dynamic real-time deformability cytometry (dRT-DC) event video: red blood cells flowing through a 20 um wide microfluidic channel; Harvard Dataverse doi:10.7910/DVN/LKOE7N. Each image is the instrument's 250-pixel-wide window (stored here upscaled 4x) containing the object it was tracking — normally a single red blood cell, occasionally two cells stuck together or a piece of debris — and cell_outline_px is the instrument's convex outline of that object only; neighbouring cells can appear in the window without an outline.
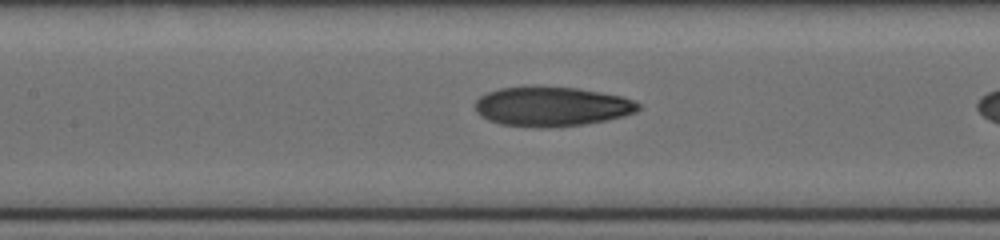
{"species": "human", "species_latin": "Homo sapiens", "temperature_condition": "cold", "stored_images_in_passage": 29, "camera_frame_rate_fps": 3000, "um_per_image_px": 0.085, "donor": {"sex": "female"}, "frame": {"image": 1, "passage_image": 20, "time_ms": 8.333, "image_size_px": [1000, 240], "cell_outline_px": [[640, 108], [636, 112], [624, 116], [584, 124], [548, 128], [540, 128], [500, 124], [488, 120], [480, 116], [476, 112], [476, 100], [480, 96], [488, 92], [500, 88], [536, 84], [576, 88], [620, 96], [632, 100], [640, 104]], "centroid_in_image_um": [46.85, 9.03], "position_along_channel_um": 160.6, "area_um2": 38.09}}
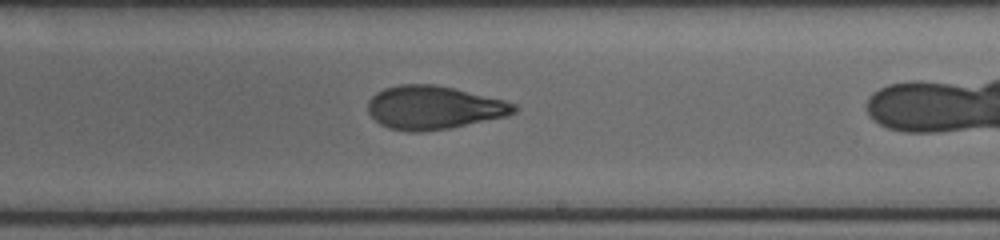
{"frame": {"image": 2, "passage_image": 24, "time_ms": 10.667, "image_size_px": [1000, 240], "cell_outline_px": [[520, 108], [516, 112], [508, 116], [448, 128], [420, 132], [408, 132], [388, 128], [380, 124], [368, 112], [368, 100], [376, 92], [384, 88], [400, 84], [432, 84], [456, 88], [504, 100], [516, 104]], "centroid_in_image_um": [36.88, 9.14], "position_along_channel_um": 252.1, "area_um2": 37.17}}